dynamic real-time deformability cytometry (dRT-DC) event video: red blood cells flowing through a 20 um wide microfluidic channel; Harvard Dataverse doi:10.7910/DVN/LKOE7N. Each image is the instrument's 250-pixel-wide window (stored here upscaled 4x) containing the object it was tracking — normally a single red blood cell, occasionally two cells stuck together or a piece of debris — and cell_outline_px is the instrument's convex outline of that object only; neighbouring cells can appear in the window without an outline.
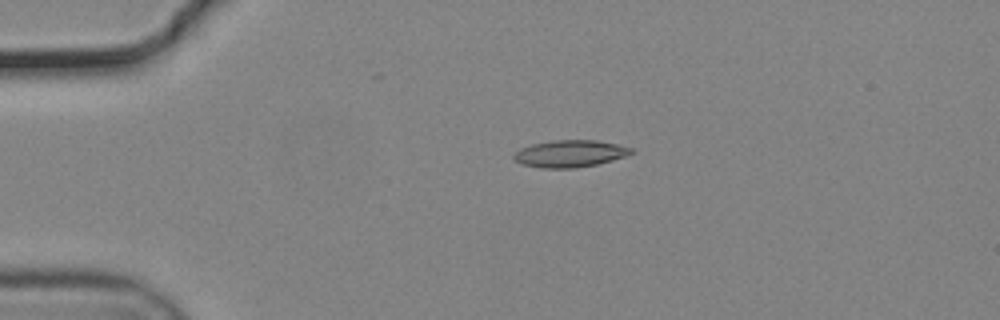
{"species": "common noctule bat (a hibernating species)", "species_latin": "Nyctalus noctula", "temperature_condition": "cold", "stored_images_in_passage": 44, "camera_frame_rate_fps": 3000, "um_per_image_px": 0.085, "animal": {"sex": "male", "body_mass_g": 19.2, "forearm_length_mm": 51.8}, "frame": {"image": 1, "passage_image": 1, "time_ms": 0.0, "image_size_px": [1000, 320], "cell_outline_px": [[636, 152], [612, 160], [596, 164], [572, 168], [540, 168], [520, 164], [512, 156], [520, 148], [532, 144], [556, 140], [596, 140], [616, 144], [632, 148]], "centroid_in_image_um": [48.43, 13.06], "position_along_channel_um": 36.6, "area_um2": 18.38}}
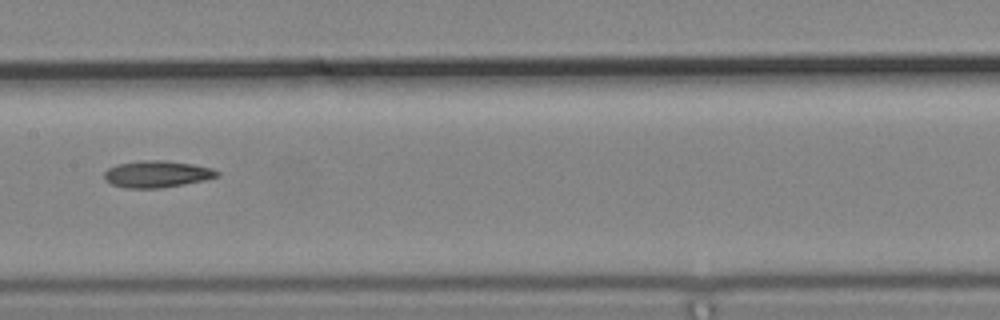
{"frame": {"image": 2, "passage_image": 17, "time_ms": 5.333, "image_size_px": [1000, 320], "cell_outline_px": [[220, 176], [204, 180], [184, 184], [160, 188], [128, 188], [112, 184], [104, 180], [104, 172], [108, 168], [116, 164], [140, 160], [168, 160], [192, 164], [212, 168], [220, 172]], "centroid_in_image_um": [13.34, 14.78], "position_along_channel_um": 194.1, "area_um2": 17.74}}
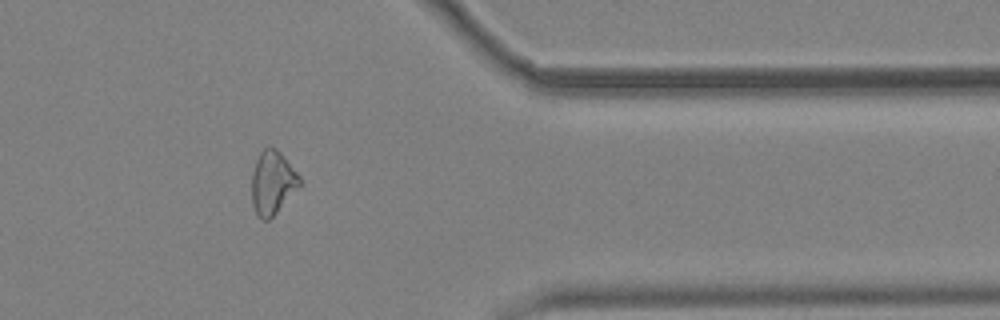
{"frame": {"image": 3, "passage_image": 34, "time_ms": 11.0, "image_size_px": [1000, 320], "cell_outline_px": [[300, 184], [276, 212], [268, 220], [260, 220], [252, 204], [252, 172], [256, 160], [260, 152], [264, 148], [276, 148], [284, 156], [300, 176]], "centroid_in_image_um": [23.14, 15.51], "position_along_channel_um": 388.3, "area_um2": 17.34}}